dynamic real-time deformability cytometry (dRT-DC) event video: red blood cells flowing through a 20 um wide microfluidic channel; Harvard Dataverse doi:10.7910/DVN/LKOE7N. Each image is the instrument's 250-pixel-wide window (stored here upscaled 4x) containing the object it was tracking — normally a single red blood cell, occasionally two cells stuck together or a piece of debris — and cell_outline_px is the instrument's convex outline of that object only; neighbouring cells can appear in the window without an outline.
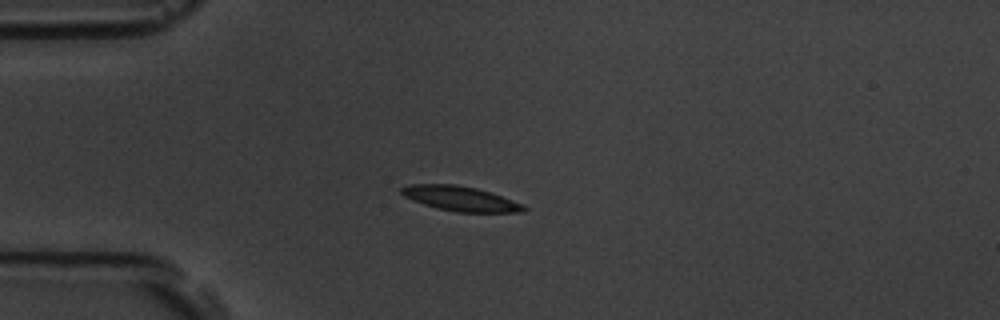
{"species": "common noctule bat (a hibernating species)", "species_latin": "Nyctalus noctula", "temperature_condition": "room temperature", "stored_images_in_passage": 42, "camera_frame_rate_fps": 3000, "um_per_image_px": 0.085, "animal": {"sex": "male", "body_mass_g": 19.5, "forearm_length_mm": 54.6}, "frame": {"image": 1, "passage_image": 1, "time_ms": 0.0, "image_size_px": [1000, 320], "cell_outline_px": [[528, 208], [524, 212], [456, 212], [436, 208], [412, 200], [404, 196], [400, 192], [400, 188], [408, 184], [456, 184], [476, 188], [524, 204]], "centroid_in_image_um": [39.12, 16.88], "position_along_channel_um": 45.9, "area_um2": 17.63}}
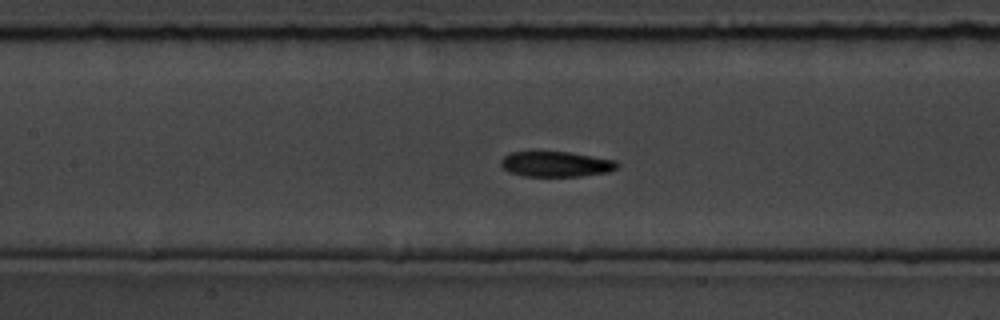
{"frame": {"image": 2, "passage_image": 12, "time_ms": 3.667, "image_size_px": [1000, 320], "cell_outline_px": [[620, 164], [616, 168], [608, 172], [580, 176], [524, 176], [508, 172], [500, 164], [500, 160], [504, 156], [512, 152], [568, 152], [616, 160]], "centroid_in_image_um": [47.25, 13.95], "position_along_channel_um": 160.1, "area_um2": 17.11}}
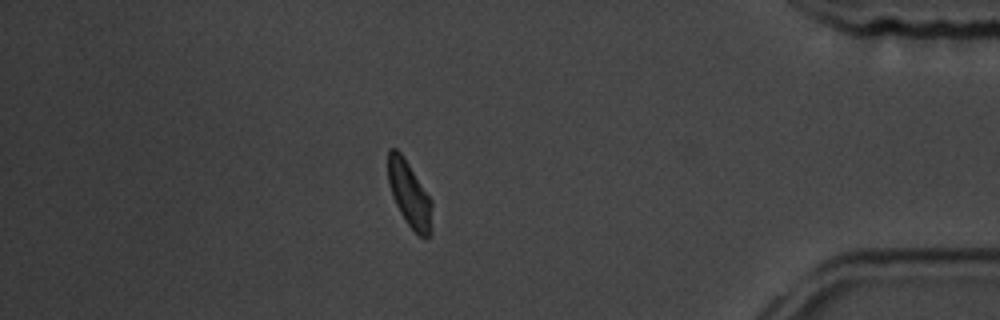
{"frame": {"image": 3, "passage_image": 35, "time_ms": 11.333, "image_size_px": [1000, 320], "cell_outline_px": [[432, 232], [424, 240], [408, 224], [400, 212], [392, 196], [388, 184], [388, 148], [396, 148], [404, 156], [432, 200]], "centroid_in_image_um": [34.81, 16.5], "position_along_channel_um": 400.4, "area_um2": 16.99}, "authors_computed_cell_mechanics": {"area_um2": 17.3978, "velocity_mm_per_s": 3.647, "shape_relaxation_time_tau1_ms": 2.7372, "shape_relaxation_time_tau2_ms": 4.9361, "deformation_change_tau1": 0.1133, "deformation_change_tau2": 0.0817}}